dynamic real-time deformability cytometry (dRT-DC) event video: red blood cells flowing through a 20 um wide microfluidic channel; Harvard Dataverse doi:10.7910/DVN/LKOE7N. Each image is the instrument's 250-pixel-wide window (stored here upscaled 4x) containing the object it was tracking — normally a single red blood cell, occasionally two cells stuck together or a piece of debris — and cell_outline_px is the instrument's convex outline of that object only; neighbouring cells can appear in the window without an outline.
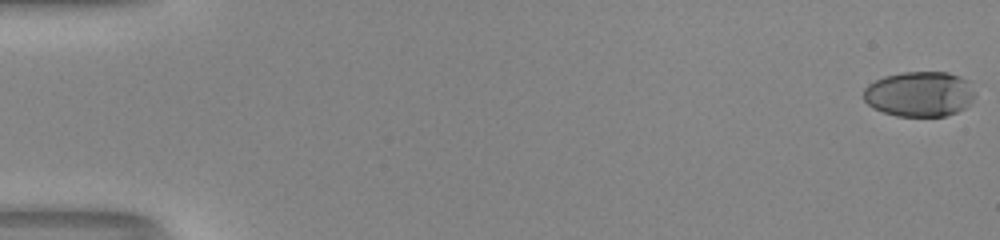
{"species": "human", "species_latin": "Homo sapiens", "temperature_condition": "room temperature", "stored_images_in_passage": 52, "camera_frame_rate_fps": 3000, "um_per_image_px": 0.085, "donor": {"sex": "male"}, "frame": {"image": 1, "passage_image": 1, "time_ms": 0.0, "image_size_px": [1000, 240], "cell_outline_px": [[976, 92], [972, 100], [964, 108], [956, 112], [944, 116], [896, 116], [872, 108], [864, 100], [864, 88], [868, 84], [884, 76], [904, 72], [948, 72], [960, 76], [968, 80]], "centroid_in_image_um": [78.16, 7.98], "position_along_channel_um": 6.8, "area_um2": 29.48}}
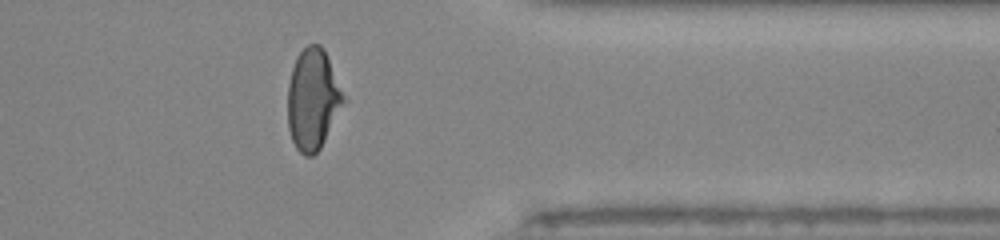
{"frame": {"image": 2, "passage_image": 43, "time_ms": 14.0, "image_size_px": [1000, 240], "cell_outline_px": [[348, 100], [320, 148], [312, 156], [304, 156], [296, 148], [292, 140], [288, 128], [288, 84], [292, 68], [296, 56], [308, 44], [320, 44], [324, 48]], "centroid_in_image_um": [26.62, 8.44], "position_along_channel_um": 384.8, "area_um2": 33.41}}
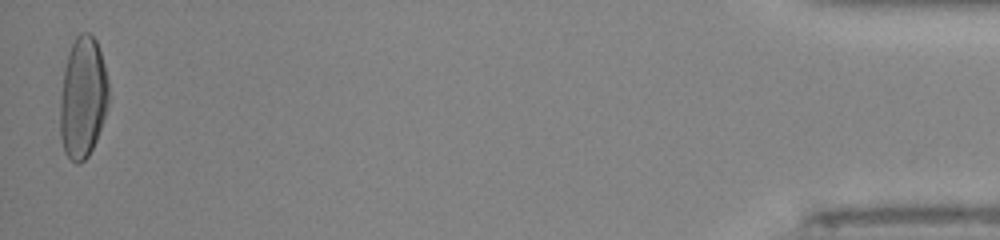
{"frame": {"image": 3, "passage_image": 52, "time_ms": 17.0, "image_size_px": [1000, 240], "cell_outline_px": [[108, 108], [96, 140], [88, 156], [80, 164], [76, 164], [64, 152], [60, 136], [60, 96], [64, 68], [68, 52], [76, 36], [80, 32], [88, 32], [96, 40], [104, 64], [108, 80]], "centroid_in_image_um": [7.03, 8.3], "position_along_channel_um": 428.2, "area_um2": 34.51}, "authors_computed_cell_mechanics": {"area_um2": 32.946, "velocity_mm_per_s": 4.1621, "shape_relaxation_time_tau1_ms": 5.6775, "shape_relaxation_time_tau2_ms": 1.0062, "deformation_change_tau1": 0.2499, "deformation_change_tau2": 0.0619}}